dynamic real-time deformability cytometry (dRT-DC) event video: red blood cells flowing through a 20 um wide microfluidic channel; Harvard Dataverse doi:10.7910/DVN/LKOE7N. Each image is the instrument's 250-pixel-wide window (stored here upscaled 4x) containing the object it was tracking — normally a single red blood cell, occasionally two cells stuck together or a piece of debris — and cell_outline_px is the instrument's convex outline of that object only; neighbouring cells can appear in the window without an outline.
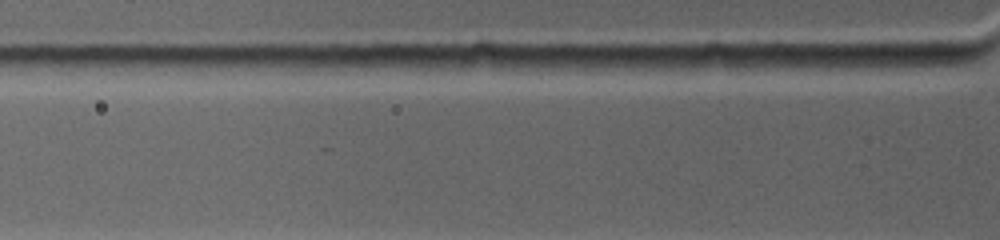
{"species": "common noctule bat (a hibernating species)", "species_latin": "Nyctalus noctula", "temperature_condition": "warm", "stored_images_in_passage": 2, "camera_frame_rate_fps": 4500, "um_per_image_px": 0.085, "animal": {"sex": "female", "body_mass_g": 19.0, "forearm_length_mm": 53.3}, "frame": {"image": 1, "passage_image": 2, "time_ms": 0.222, "image_size_px": [1000, 240], "cell_outline_px": [[956, 64], [904, 72], [800, 64], [812, 56], [900, 56], [948, 60]], "centroid_in_image_um": [74.64, 5.33], "position_along_channel_um": 51.2, "area_um2": 12.14}}